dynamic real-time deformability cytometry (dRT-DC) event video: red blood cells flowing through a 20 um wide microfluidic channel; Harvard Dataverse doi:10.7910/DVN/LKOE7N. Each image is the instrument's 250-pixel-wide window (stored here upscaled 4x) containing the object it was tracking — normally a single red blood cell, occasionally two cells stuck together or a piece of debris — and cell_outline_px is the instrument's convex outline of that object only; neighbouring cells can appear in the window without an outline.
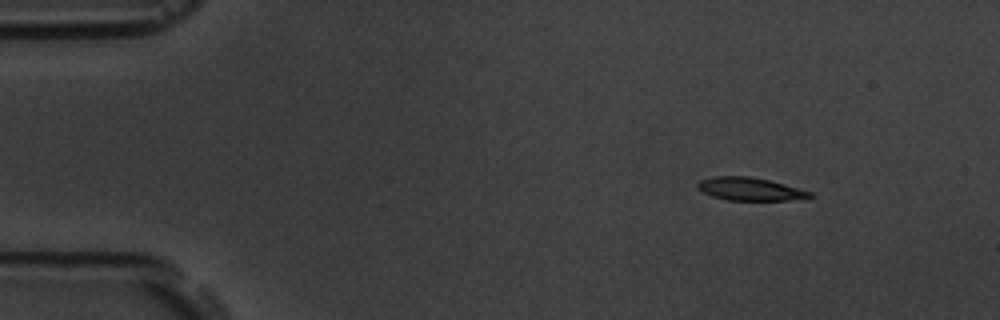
{"species": "common noctule bat (a hibernating species)", "species_latin": "Nyctalus noctula", "temperature_condition": "room temperature", "stored_images_in_passage": 8, "camera_frame_rate_fps": 3000, "um_per_image_px": 0.085, "animal": {"sex": "male", "body_mass_g": 19.5, "forearm_length_mm": 54.6}, "frame": {"image": 1, "passage_image": 1, "time_ms": 0.0, "image_size_px": [1000, 320], "cell_outline_px": [[816, 196], [788, 200], [728, 200], [712, 196], [696, 188], [696, 184], [700, 180], [716, 176], [748, 176], [768, 180], [784, 184], [812, 192]], "centroid_in_image_um": [63.73, 16.07], "position_along_channel_um": 21.3, "area_um2": 14.91}}
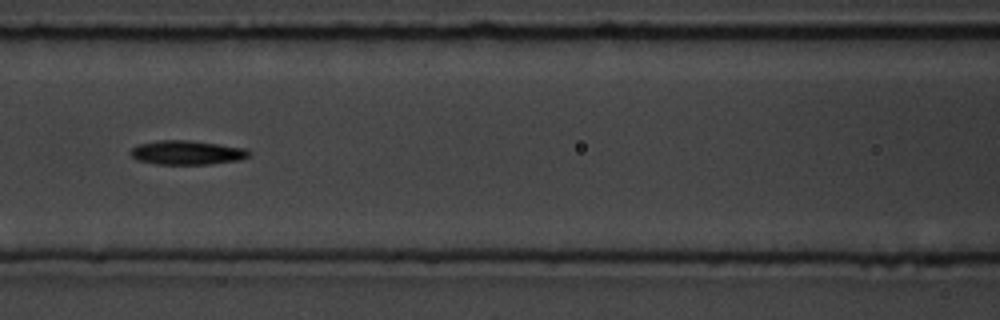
{"frame": {"image": 2, "passage_image": 6, "time_ms": 6.0, "image_size_px": [1000, 320], "cell_outline_px": [[252, 152], [248, 156], [240, 160], [208, 164], [156, 164], [136, 160], [128, 152], [132, 148], [140, 144], [160, 140], [192, 140], [248, 148]], "centroid_in_image_um": [15.92, 12.96], "position_along_channel_um": 150.7, "area_um2": 16.82}}
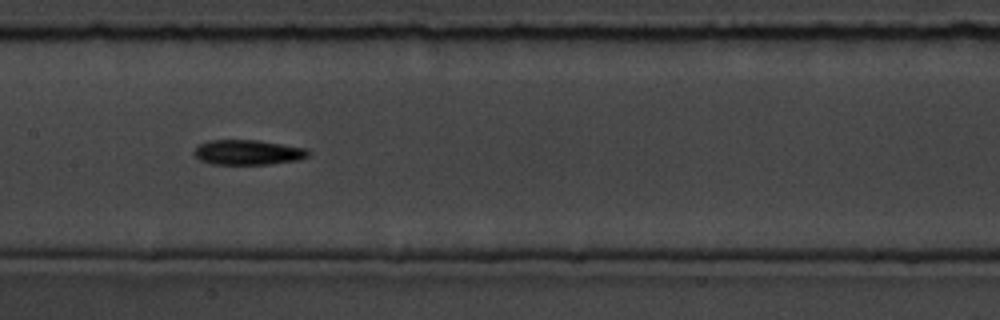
{"frame": {"image": 3, "passage_image": 7, "time_ms": 7.0, "image_size_px": [1000, 320], "cell_outline_px": [[312, 152], [308, 156], [296, 160], [268, 164], [208, 164], [200, 160], [192, 152], [200, 144], [208, 140], [256, 140], [308, 148]], "centroid_in_image_um": [21.07, 12.95], "position_along_channel_um": 186.3, "area_um2": 16.65}}